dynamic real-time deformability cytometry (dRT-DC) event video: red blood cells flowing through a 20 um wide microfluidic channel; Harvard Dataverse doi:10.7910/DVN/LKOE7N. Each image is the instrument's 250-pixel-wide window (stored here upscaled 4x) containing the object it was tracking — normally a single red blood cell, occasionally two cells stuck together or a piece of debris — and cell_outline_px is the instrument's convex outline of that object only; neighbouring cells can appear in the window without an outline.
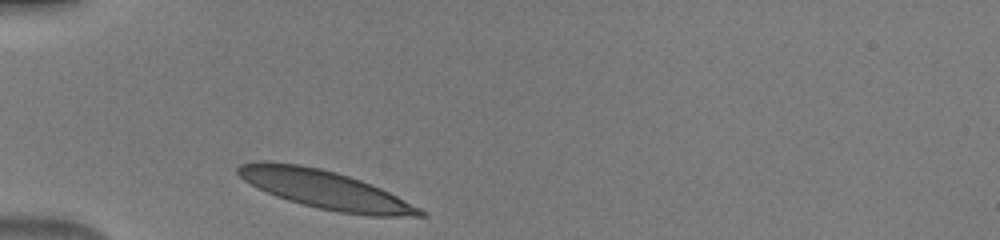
{"species": "human", "species_latin": "Homo sapiens", "temperature_condition": "warm", "stored_images_in_passage": 29, "camera_frame_rate_fps": 3000, "um_per_image_px": 0.085, "donor": {"sex": "male"}, "frame": {"image": 1, "passage_image": 1, "time_ms": 0.0, "image_size_px": [1000, 240], "cell_outline_px": [[428, 216], [368, 216], [340, 212], [320, 208], [288, 200], [276, 196], [244, 180], [236, 172], [236, 168], [240, 164], [260, 160], [264, 160], [300, 164], [320, 168], [336, 172], [372, 184], [428, 212]], "centroid_in_image_um": [27.63, 16.1], "position_along_channel_um": 57.4, "area_um2": 40.23}}
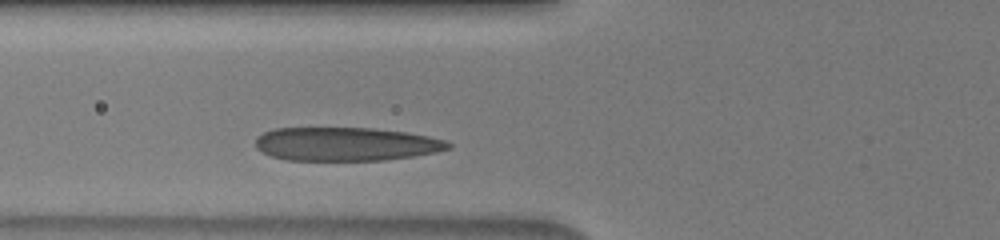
{"frame": {"image": 2, "passage_image": 5, "time_ms": 1.333, "image_size_px": [1000, 240], "cell_outline_px": [[452, 148], [436, 152], [412, 156], [384, 160], [284, 160], [260, 152], [256, 148], [256, 136], [272, 128], [372, 128], [408, 132], [428, 136], [444, 140], [452, 144]], "centroid_in_image_um": [29.38, 12.24], "position_along_channel_um": 96.4, "area_um2": 37.92}}
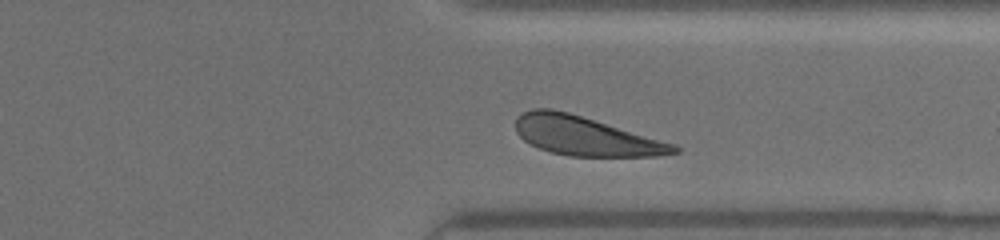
{"frame": {"image": 3, "passage_image": 25, "time_ms": 8.0, "image_size_px": [1000, 240], "cell_outline_px": [[680, 152], [656, 156], [568, 156], [552, 152], [540, 148], [524, 140], [516, 132], [516, 116], [532, 108], [552, 108], [568, 112], [676, 144], [680, 148]], "centroid_in_image_um": [49.76, 11.55], "position_along_channel_um": 361.6, "area_um2": 35.84}}